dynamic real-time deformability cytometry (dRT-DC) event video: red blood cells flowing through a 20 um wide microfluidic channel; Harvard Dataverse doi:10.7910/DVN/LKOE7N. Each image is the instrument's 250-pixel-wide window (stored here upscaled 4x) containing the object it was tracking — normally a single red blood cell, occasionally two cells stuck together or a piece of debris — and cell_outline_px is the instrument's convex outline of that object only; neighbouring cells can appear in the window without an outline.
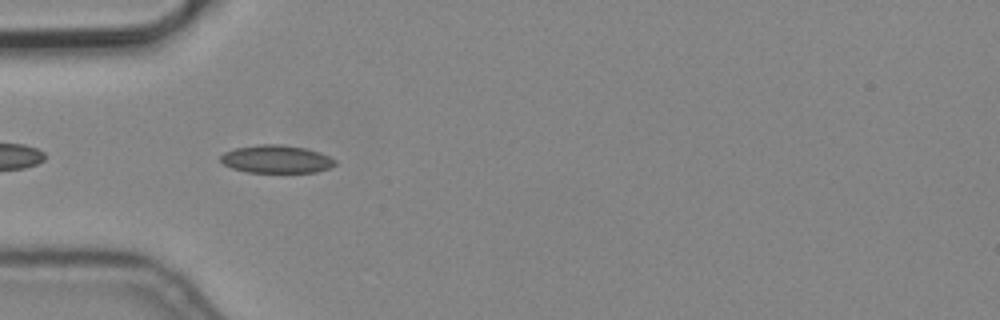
{"species": "common noctule bat (a hibernating species)", "species_latin": "Nyctalus noctula", "temperature_condition": "cold", "stored_images_in_passage": 6, "segment_of_instrument_passage": [2, 2], "camera_frame_rate_fps": 3000, "um_per_image_px": 0.085, "animal": {"sex": "male", "body_mass_g": 19.2, "forearm_length_mm": 51.8}, "frame": {"image": 1, "passage_image": 5, "time_ms": 1.333, "image_size_px": [1000, 320], "cell_outline_px": [[336, 164], [328, 168], [316, 172], [248, 172], [232, 168], [224, 164], [220, 160], [220, 156], [224, 152], [236, 148], [260, 144], [280, 144], [304, 148], [320, 152], [336, 160]], "centroid_in_image_um": [23.49, 13.52], "position_along_channel_um": 61.5, "area_um2": 18.5}}